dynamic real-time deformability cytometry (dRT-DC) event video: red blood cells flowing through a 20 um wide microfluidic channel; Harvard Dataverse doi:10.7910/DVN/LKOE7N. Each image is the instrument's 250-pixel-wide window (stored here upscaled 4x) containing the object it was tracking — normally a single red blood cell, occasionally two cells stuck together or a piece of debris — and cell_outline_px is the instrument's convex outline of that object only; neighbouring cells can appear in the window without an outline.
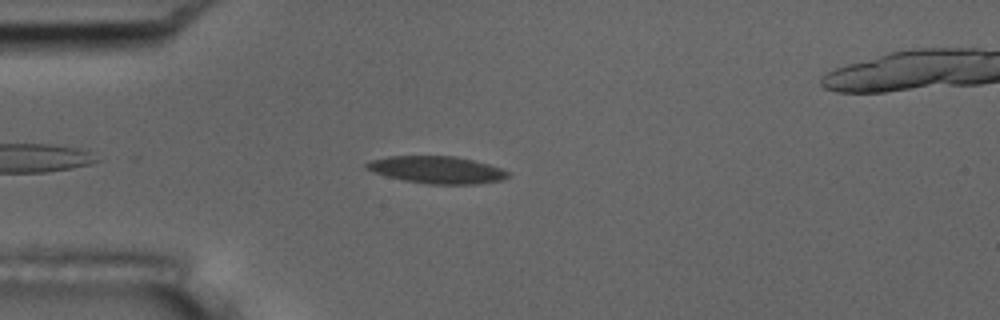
{"species": "common noctule bat (a hibernating species)", "species_latin": "Nyctalus noctula", "temperature_condition": "room temperature", "stored_images_in_passage": 45, "camera_frame_rate_fps": 3000, "um_per_image_px": 0.085, "animal": {"sex": "male", "body_mass_g": 17.5, "forearm_length_mm": 52.3}, "frame": {"image": 1, "passage_image": 4, "time_ms": 1.0, "image_size_px": [1000, 320], "cell_outline_px": [[508, 176], [500, 180], [476, 184], [428, 184], [404, 180], [372, 172], [364, 168], [364, 164], [372, 160], [388, 156], [456, 156], [488, 164], [500, 168], [508, 172]], "centroid_in_image_um": [37.09, 14.43], "position_along_channel_um": 47.9, "area_um2": 22.25}}
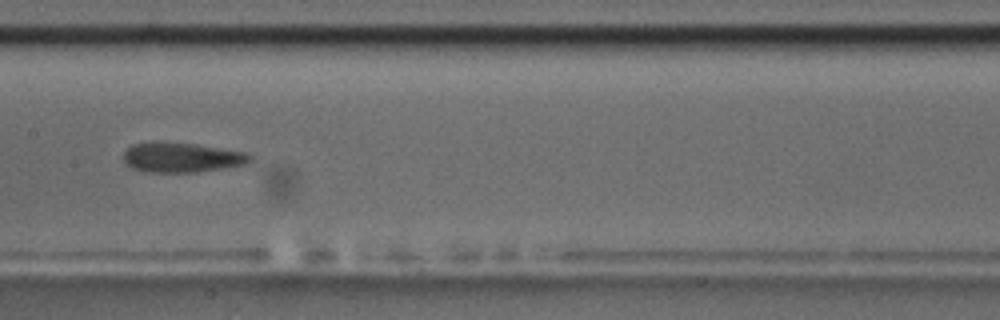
{"frame": {"image": 2, "passage_image": 17, "time_ms": 5.333, "image_size_px": [1000, 320], "cell_outline_px": [[252, 160], [248, 164], [196, 172], [144, 172], [132, 168], [124, 160], [124, 152], [132, 144], [152, 140], [196, 144], [248, 152], [252, 156]], "centroid_in_image_um": [15.45, 13.36], "position_along_channel_um": 191.9, "area_um2": 22.37}}
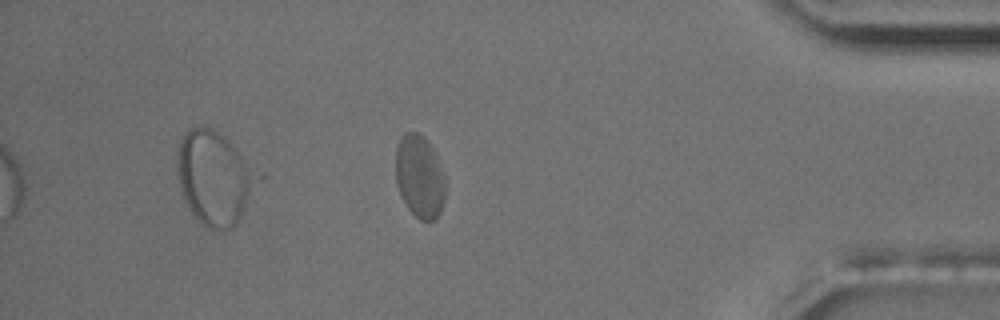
{"frame": {"image": 3, "passage_image": 37, "time_ms": 12.0, "image_size_px": [1000, 320], "cell_outline_px": [[444, 200], [440, 212], [436, 220], [420, 220], [408, 208], [396, 184], [396, 148], [404, 132], [416, 132], [424, 136], [428, 140], [436, 156], [444, 180]], "centroid_in_image_um": [35.65, 15.0], "position_along_channel_um": 399.5, "area_um2": 23.64}}